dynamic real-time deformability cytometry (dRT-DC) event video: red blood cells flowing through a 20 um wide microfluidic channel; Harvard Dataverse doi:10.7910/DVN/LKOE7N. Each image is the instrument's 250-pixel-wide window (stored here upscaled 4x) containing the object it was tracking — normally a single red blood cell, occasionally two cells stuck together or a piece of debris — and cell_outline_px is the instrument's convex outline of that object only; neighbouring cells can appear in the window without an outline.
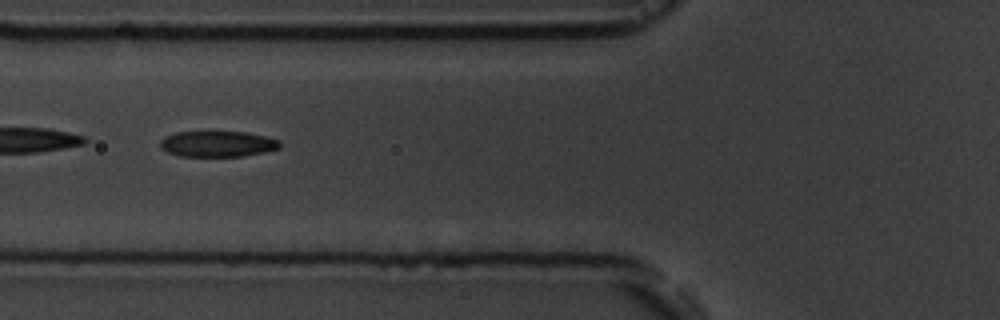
{"species": "common noctule bat (a hibernating species)", "species_latin": "Nyctalus noctula", "temperature_condition": "room temperature", "stored_images_in_passage": 11, "camera_frame_rate_fps": 3000, "um_per_image_px": 0.085, "animal": {"sex": "male", "body_mass_g": 19.5, "forearm_length_mm": 54.6}, "frame": {"image": 1, "passage_image": 7, "time_ms": 6.667, "image_size_px": [1000, 320], "cell_outline_px": [[280, 148], [264, 152], [244, 156], [180, 156], [168, 152], [160, 148], [160, 140], [164, 136], [176, 132], [204, 128], [212, 128], [244, 132], [264, 136], [280, 140]], "centroid_in_image_um": [18.43, 12.17], "position_along_channel_um": 107.4, "area_um2": 19.07}}
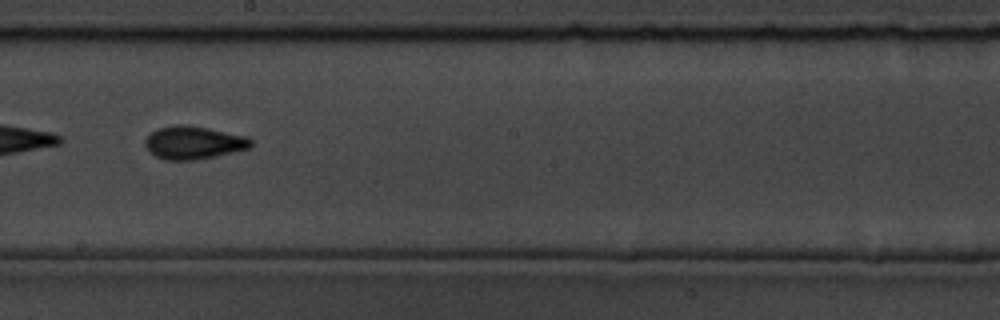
{"frame": {"image": 2, "passage_image": 10, "time_ms": 10.0, "image_size_px": [1000, 320], "cell_outline_px": [[252, 144], [248, 148], [216, 156], [192, 160], [164, 160], [148, 152], [144, 144], [144, 140], [156, 128], [176, 124], [184, 124], [208, 128], [248, 136], [252, 140]], "centroid_in_image_um": [16.42, 12.11], "position_along_channel_um": 231.8, "area_um2": 20.46}}